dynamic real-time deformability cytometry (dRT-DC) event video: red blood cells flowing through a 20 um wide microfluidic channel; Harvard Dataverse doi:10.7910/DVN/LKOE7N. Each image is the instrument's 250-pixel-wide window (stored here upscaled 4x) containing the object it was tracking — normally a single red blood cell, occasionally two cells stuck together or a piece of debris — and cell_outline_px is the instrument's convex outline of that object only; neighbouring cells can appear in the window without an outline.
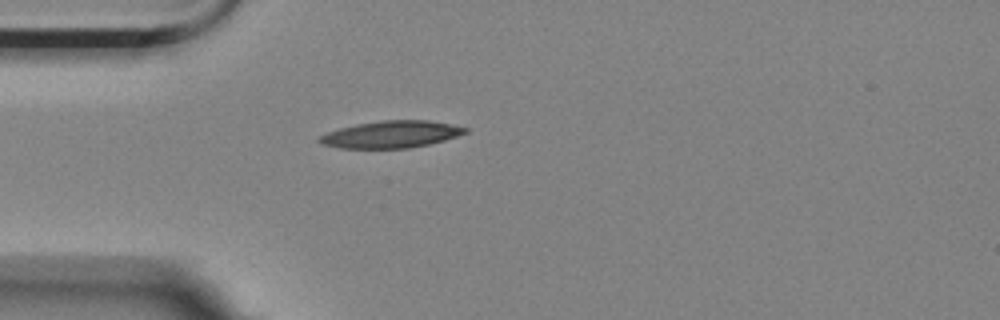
{"species": "Egyptian fruit bat (a non-hibernating species)", "species_latin": "Rousettus aegyptiacus", "temperature_condition": "room temperature", "stored_images_in_passage": 4, "camera_frame_rate_fps": 3000, "um_per_image_px": 0.085, "animal": {"sex": "female"}, "frame": {"image": 1, "passage_image": 4, "time_ms": 1.0, "image_size_px": [1000, 320], "cell_outline_px": [[468, 132], [444, 140], [428, 144], [408, 148], [340, 148], [324, 144], [316, 140], [320, 136], [328, 132], [340, 128], [356, 124], [380, 120], [428, 120], [452, 124], [468, 128]], "centroid_in_image_um": [33.26, 11.41], "position_along_channel_um": 51.7, "area_um2": 22.83}}